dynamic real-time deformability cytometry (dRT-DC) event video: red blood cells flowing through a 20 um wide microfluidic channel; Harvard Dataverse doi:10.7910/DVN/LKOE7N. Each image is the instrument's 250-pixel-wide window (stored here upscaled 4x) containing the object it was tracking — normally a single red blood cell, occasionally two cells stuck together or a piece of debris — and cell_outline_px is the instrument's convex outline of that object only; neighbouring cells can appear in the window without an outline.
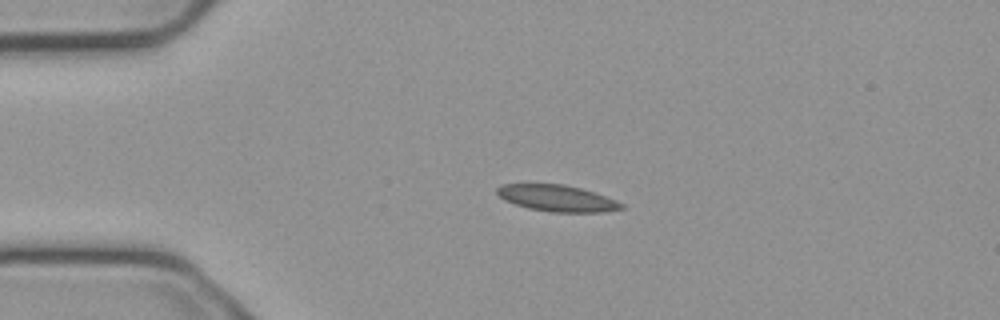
{"species": "common noctule bat (a hibernating species)", "species_latin": "Nyctalus noctula", "temperature_condition": "cold", "stored_images_in_passage": 4, "camera_frame_rate_fps": 3000, "um_per_image_px": 0.085, "animal": {"sex": "male", "body_mass_g": 23.1, "forearm_length_mm": 52.7}, "frame": {"image": 1, "passage_image": 3, "time_ms": 0.667, "image_size_px": [1000, 320], "cell_outline_px": [[624, 208], [604, 212], [548, 212], [528, 208], [504, 200], [496, 192], [496, 188], [504, 184], [564, 184], [596, 192], [616, 200], [624, 204]], "centroid_in_image_um": [47.38, 16.85], "position_along_channel_um": 37.6, "area_um2": 19.19}}